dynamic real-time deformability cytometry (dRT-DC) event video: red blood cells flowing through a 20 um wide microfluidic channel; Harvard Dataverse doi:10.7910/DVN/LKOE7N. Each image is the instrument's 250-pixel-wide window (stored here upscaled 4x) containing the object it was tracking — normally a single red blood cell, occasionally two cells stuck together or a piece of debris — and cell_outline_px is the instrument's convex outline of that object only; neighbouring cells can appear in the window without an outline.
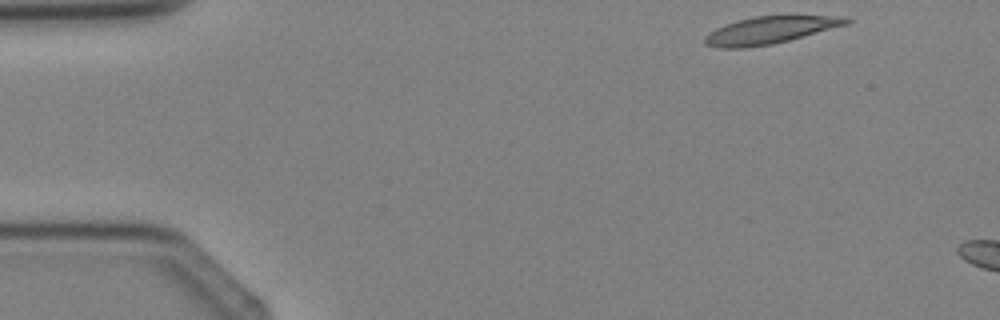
{"species": "Egyptian fruit bat (a non-hibernating species)", "species_latin": "Rousettus aegyptiacus", "temperature_condition": "cold", "stored_images_in_passage": 3, "camera_frame_rate_fps": 3000, "um_per_image_px": 0.085, "animal": {"sex": "female"}, "frame": {"image": 1, "passage_image": 1, "time_ms": 0.0, "image_size_px": [1000, 320], "cell_outline_px": [[852, 20], [848, 24], [788, 40], [772, 44], [744, 48], [720, 48], [704, 44], [704, 36], [716, 28], [740, 20], [756, 16], [848, 16]], "centroid_in_image_um": [65.46, 2.57], "position_along_channel_um": 19.5, "area_um2": 22.14}}